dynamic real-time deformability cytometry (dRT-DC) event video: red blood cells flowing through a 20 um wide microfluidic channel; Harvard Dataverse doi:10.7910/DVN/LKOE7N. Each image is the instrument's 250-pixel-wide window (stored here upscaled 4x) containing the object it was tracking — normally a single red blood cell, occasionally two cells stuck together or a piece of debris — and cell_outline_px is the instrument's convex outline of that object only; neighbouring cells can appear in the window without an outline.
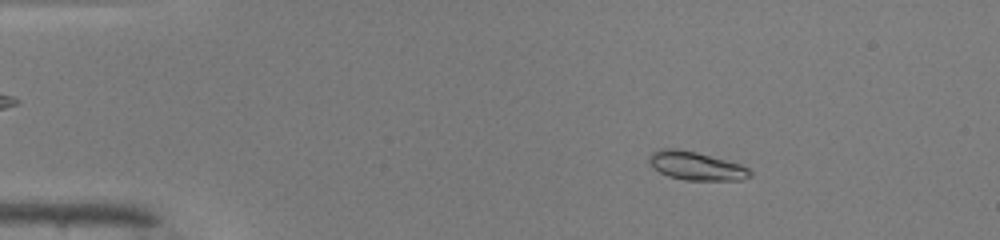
{"species": "common noctule bat (a hibernating species)", "species_latin": "Nyctalus noctula", "temperature_condition": "warm", "stored_images_in_passage": 49, "camera_frame_rate_fps": 3000, "um_per_image_px": 0.085, "animal": {"sex": "male", "body_mass_g": 19.0, "forearm_length_mm": 50.8}, "frame": {"image": 1, "passage_image": 8, "time_ms": 2.333, "image_size_px": [1000, 240], "cell_outline_px": [[752, 176], [744, 180], [684, 180], [668, 176], [660, 172], [648, 160], [648, 156], [652, 152], [660, 148], [676, 148], [696, 152], [740, 164], [748, 168], [752, 172]], "centroid_in_image_um": [59.18, 14.1], "position_along_channel_um": 25.8, "area_um2": 16.7}}
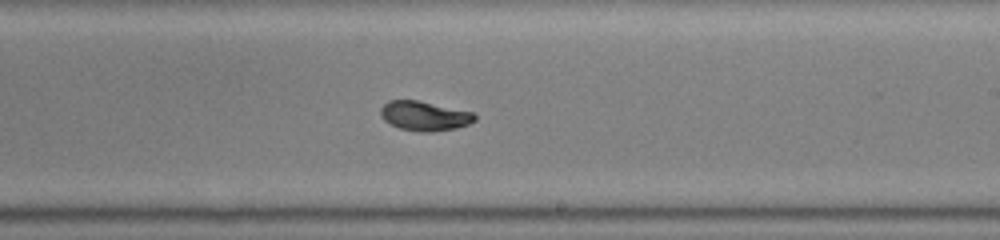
{"frame": {"image": 2, "passage_image": 30, "time_ms": 9.667, "image_size_px": [1000, 240], "cell_outline_px": [[476, 120], [468, 124], [456, 128], [432, 132], [420, 132], [400, 128], [384, 120], [380, 116], [380, 108], [388, 100], [416, 100], [472, 112], [476, 116]], "centroid_in_image_um": [36.06, 9.86], "position_along_channel_um": 252.9, "area_um2": 16.07}}
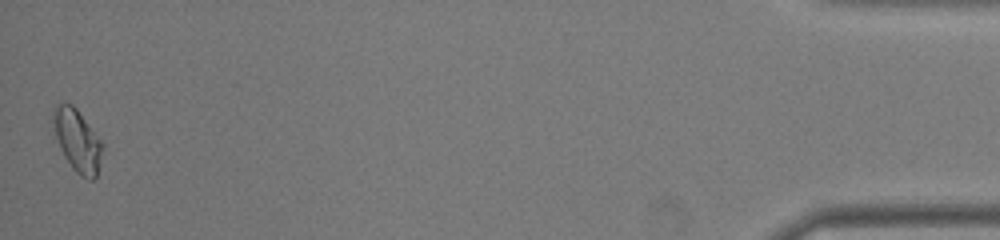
{"frame": {"image": 3, "passage_image": 49, "time_ms": 16.0, "image_size_px": [1000, 240], "cell_outline_px": [[104, 148], [96, 176], [92, 180], [88, 180], [80, 176], [72, 168], [64, 156], [60, 148], [56, 136], [56, 104], [72, 104], [76, 108], [104, 144]], "centroid_in_image_um": [6.65, 12.03], "position_along_channel_um": 428.5, "area_um2": 17.22}, "authors_computed_cell_mechanics": {"area_um2": 16.2996, "velocity_mm_per_s": 4.1427, "shape_relaxation_time_tau1_ms": 3.5542, "shape_relaxation_time_tau2_ms": 1.2194, "deformation_change_tau1": 0.1589, "deformation_change_tau2": 0.0336}}